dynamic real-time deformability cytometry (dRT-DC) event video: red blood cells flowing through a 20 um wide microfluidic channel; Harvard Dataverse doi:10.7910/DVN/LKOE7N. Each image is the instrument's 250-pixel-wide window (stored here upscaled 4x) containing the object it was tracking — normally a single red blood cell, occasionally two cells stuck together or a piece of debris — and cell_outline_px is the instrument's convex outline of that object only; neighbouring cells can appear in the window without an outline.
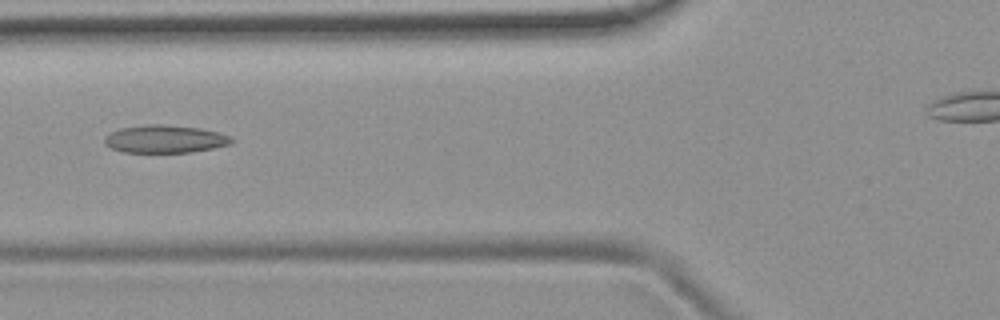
{"species": "common noctule bat (a hibernating species)", "species_latin": "Nyctalus noctula", "temperature_condition": "room temperature", "stored_images_in_passage": 6, "camera_frame_rate_fps": 3000, "um_per_image_px": 0.085, "animal": {"sex": "female", "body_mass_g": 19.9}, "frame": {"image": 1, "passage_image": 6, "time_ms": 6.667, "image_size_px": [1000, 320], "cell_outline_px": [[232, 144], [192, 152], [124, 152], [112, 148], [104, 144], [104, 136], [120, 128], [148, 124], [164, 124], [200, 128], [232, 136]], "centroid_in_image_um": [14.01, 11.81], "position_along_channel_um": 111.8, "area_um2": 20.52}}